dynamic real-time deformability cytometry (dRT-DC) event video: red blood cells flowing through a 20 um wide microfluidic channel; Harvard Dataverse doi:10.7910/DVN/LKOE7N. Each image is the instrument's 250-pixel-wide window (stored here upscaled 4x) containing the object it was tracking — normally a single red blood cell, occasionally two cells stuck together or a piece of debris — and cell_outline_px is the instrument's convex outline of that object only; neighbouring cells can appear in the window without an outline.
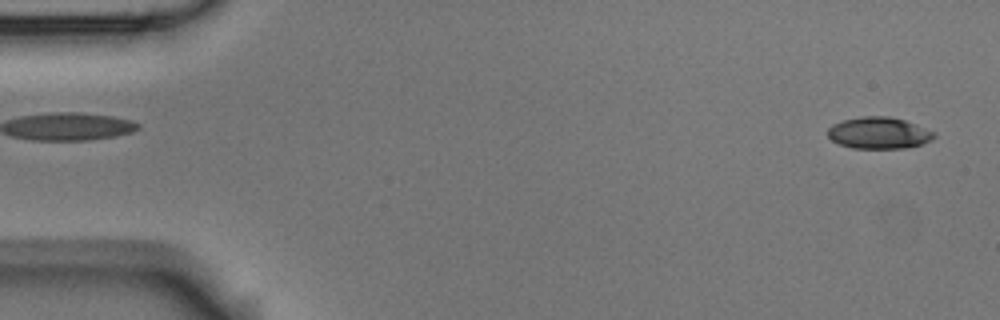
{"species": "Egyptian fruit bat (a non-hibernating species)", "species_latin": "Rousettus aegyptiacus", "temperature_condition": "room temperature", "stored_images_in_passage": 4, "segment_of_instrument_passage": [2, 2], "camera_frame_rate_fps": 3000, "um_per_image_px": 0.085, "animal": {"sex": "male"}, "frame": {"image": 1, "passage_image": 4, "time_ms": 1.0, "image_size_px": [1000, 320], "cell_outline_px": [[936, 136], [932, 140], [908, 148], [852, 148], [840, 144], [832, 140], [828, 136], [828, 128], [832, 124], [844, 120], [860, 116], [888, 116], [904, 120], [936, 132]], "centroid_in_image_um": [74.71, 11.3], "position_along_channel_um": 10.3, "area_um2": 19.59}}